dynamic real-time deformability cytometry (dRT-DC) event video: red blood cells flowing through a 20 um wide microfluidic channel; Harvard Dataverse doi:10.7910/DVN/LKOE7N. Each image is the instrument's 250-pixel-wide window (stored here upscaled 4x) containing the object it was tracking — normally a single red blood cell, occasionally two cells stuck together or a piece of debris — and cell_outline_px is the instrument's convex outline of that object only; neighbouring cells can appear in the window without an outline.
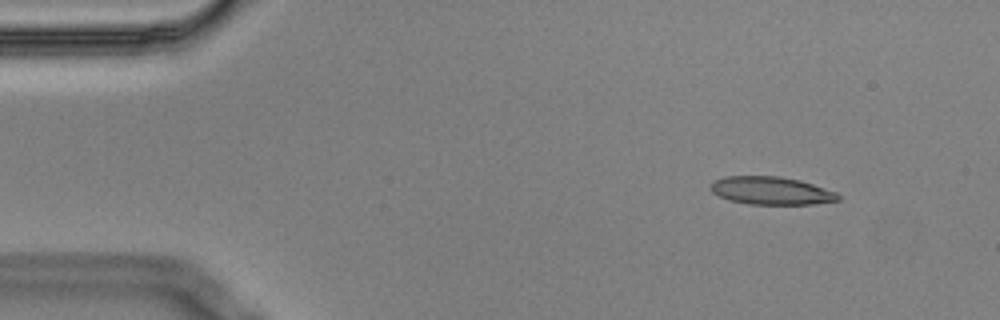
{"species": "Egyptian fruit bat (a non-hibernating species)", "species_latin": "Rousettus aegyptiacus", "temperature_condition": "cold", "stored_images_in_passage": 8, "camera_frame_rate_fps": 3000, "um_per_image_px": 0.085, "animal": {"sex": "male"}, "frame": {"image": 1, "passage_image": 1, "time_ms": 0.0, "image_size_px": [1000, 320], "cell_outline_px": [[840, 200], [816, 204], [748, 204], [728, 200], [712, 192], [708, 188], [708, 184], [712, 180], [724, 176], [776, 176], [800, 180], [836, 192], [840, 196]], "centroid_in_image_um": [65.49, 16.2], "position_along_channel_um": 19.5, "area_um2": 20.92}}
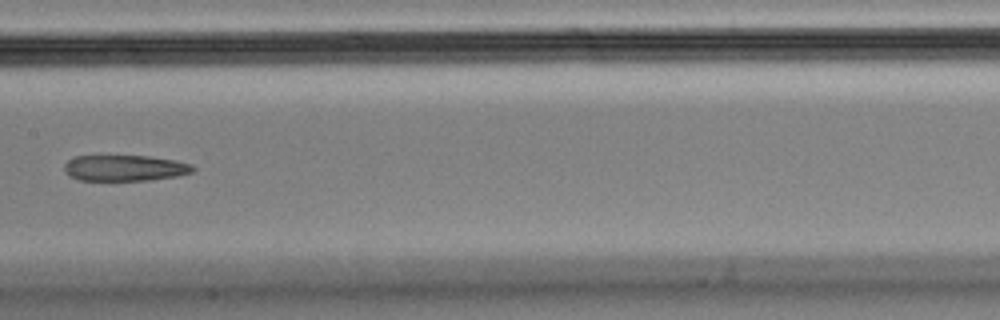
{"frame": {"image": 2, "passage_image": 7, "time_ms": 2.0, "image_size_px": [1000, 320], "cell_outline_px": [[196, 168], [192, 172], [176, 176], [152, 180], [80, 180], [68, 176], [64, 168], [64, 164], [68, 160], [76, 156], [148, 156], [176, 160], [192, 164]], "centroid_in_image_um": [10.62, 14.28], "position_along_channel_um": 196.8, "area_um2": 19.48}}
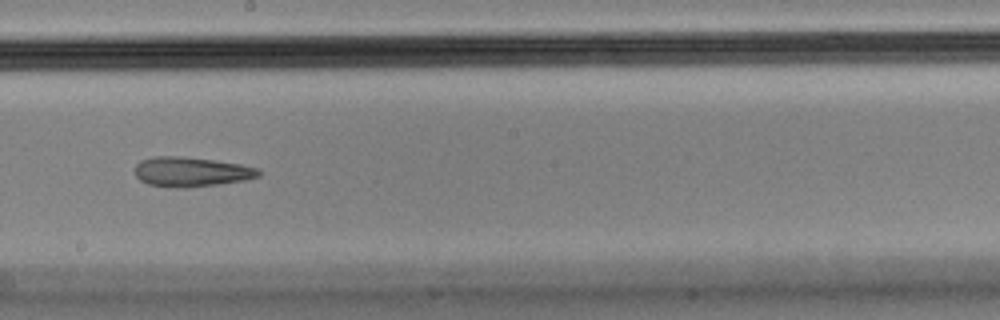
{"frame": {"image": 3, "passage_image": 8, "time_ms": 2.333, "image_size_px": [1000, 320], "cell_outline_px": [[260, 176], [244, 180], [220, 184], [188, 188], [176, 188], [148, 184], [140, 180], [136, 176], [136, 164], [140, 160], [156, 156], [180, 156], [212, 160], [240, 164], [256, 168], [260, 172]], "centroid_in_image_um": [16.23, 14.61], "position_along_channel_um": 232.0, "area_um2": 21.33}}